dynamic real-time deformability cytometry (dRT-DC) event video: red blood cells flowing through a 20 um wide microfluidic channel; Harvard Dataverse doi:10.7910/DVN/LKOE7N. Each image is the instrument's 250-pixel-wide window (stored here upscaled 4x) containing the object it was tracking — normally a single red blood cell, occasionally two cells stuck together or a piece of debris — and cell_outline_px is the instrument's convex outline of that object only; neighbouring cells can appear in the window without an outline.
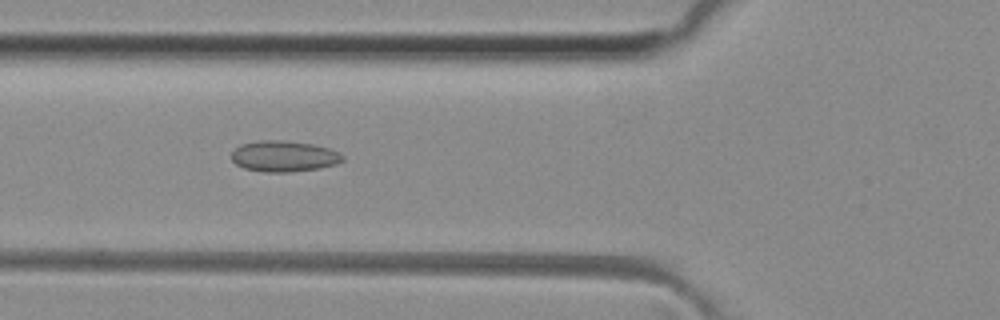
{"species": "common noctule bat (a hibernating species)", "species_latin": "Nyctalus noctula", "temperature_condition": "room temperature", "stored_images_in_passage": 39, "camera_frame_rate_fps": 3000, "um_per_image_px": 0.085, "animal": {"sex": "female", "body_mass_g": 29.2, "forearm_length_mm": 56.3}, "frame": {"image": 1, "passage_image": 7, "time_ms": 2.0, "image_size_px": [1000, 320], "cell_outline_px": [[344, 160], [336, 164], [320, 168], [288, 172], [264, 172], [244, 168], [236, 164], [232, 160], [232, 152], [240, 144], [260, 140], [284, 140], [312, 144], [328, 148], [340, 152], [344, 156]], "centroid_in_image_um": [24.14, 13.28], "position_along_channel_um": 101.7, "area_um2": 20.11}}
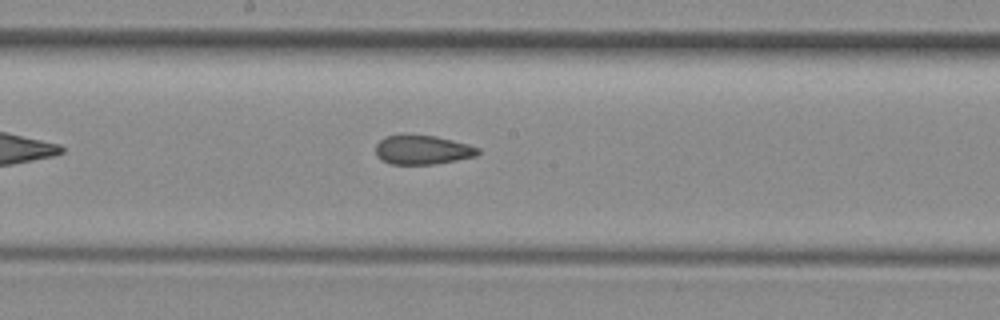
{"frame": {"image": 2, "passage_image": 15, "time_ms": 4.667, "image_size_px": [1000, 320], "cell_outline_px": [[480, 152], [476, 156], [456, 160], [432, 164], [388, 164], [376, 156], [376, 144], [384, 136], [404, 132], [436, 136], [468, 144], [480, 148]], "centroid_in_image_um": [35.86, 12.7], "position_along_channel_um": 212.3, "area_um2": 17.92}}
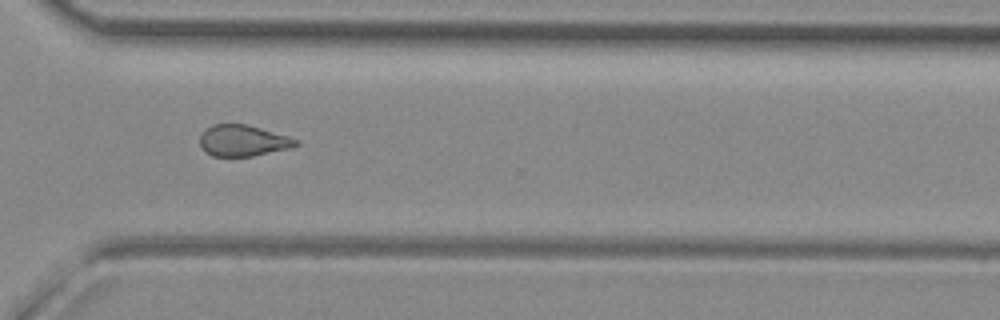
{"frame": {"image": 3, "passage_image": 25, "time_ms": 8.0, "image_size_px": [1000, 320], "cell_outline_px": [[300, 144], [292, 148], [252, 156], [212, 156], [200, 144], [200, 132], [212, 124], [248, 124], [288, 136], [300, 140]], "centroid_in_image_um": [20.69, 11.94], "position_along_channel_um": 349.9, "area_um2": 17.57}, "authors_computed_cell_mechanics": {"area_um2": 18.4382, "velocity_mm_per_s": 4.1339, "shape_relaxation_time_tau1_ms": null, "shape_relaxation_time_tau2_ms": 1.8722, "deformation_change_tau1": null, "deformation_change_tau2": 0.096}}